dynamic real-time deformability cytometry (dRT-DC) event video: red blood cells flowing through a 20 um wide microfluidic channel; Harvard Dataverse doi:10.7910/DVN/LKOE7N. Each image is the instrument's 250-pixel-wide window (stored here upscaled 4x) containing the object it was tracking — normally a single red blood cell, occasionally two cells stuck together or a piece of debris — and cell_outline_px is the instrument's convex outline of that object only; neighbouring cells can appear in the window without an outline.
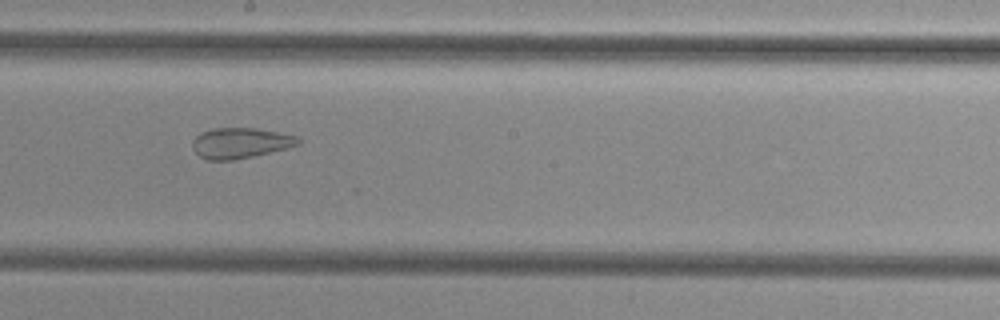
{"species": "common noctule bat (a hibernating species)", "species_latin": "Nyctalus noctula", "temperature_condition": "cold", "stored_images_in_passage": 38, "camera_frame_rate_fps": 3000, "um_per_image_px": 0.085, "animal": {"sex": "female", "body_mass_g": 29.2, "forearm_length_mm": 56.3}, "frame": {"image": 1, "passage_image": 15, "time_ms": 4.667, "image_size_px": [1000, 320], "cell_outline_px": [[300, 144], [288, 148], [252, 156], [232, 160], [208, 160], [200, 156], [192, 148], [192, 140], [200, 132], [212, 128], [256, 128], [300, 136]], "centroid_in_image_um": [20.44, 12.14], "position_along_channel_um": 227.8, "area_um2": 18.9}}
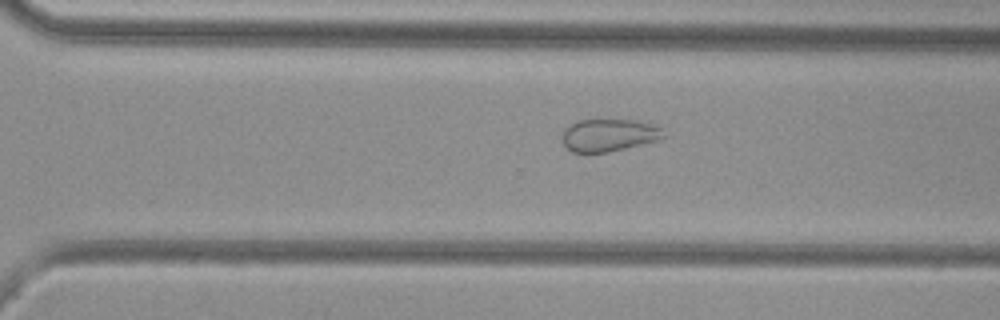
{"frame": {"image": 2, "passage_image": 22, "time_ms": 7.0, "image_size_px": [1000, 320], "cell_outline_px": [[668, 136], [660, 140], [608, 152], [572, 152], [564, 144], [560, 136], [564, 128], [568, 124], [580, 120], [632, 120], [652, 124], [664, 128]], "centroid_in_image_um": [51.78, 11.48], "position_along_channel_um": 318.8, "area_um2": 19.48}}
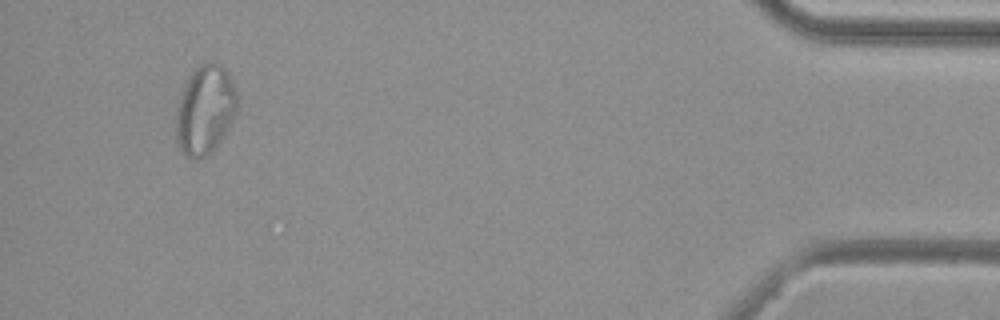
{"frame": {"image": 3, "passage_image": 35, "time_ms": 11.333, "image_size_px": [1000, 320], "cell_outline_px": [[236, 112], [228, 128], [212, 152], [200, 160], [196, 160], [180, 152], [176, 144], [176, 108], [180, 96], [188, 80], [196, 68], [200, 64], [208, 60], [212, 60], [220, 64], [228, 72], [232, 80], [236, 92]], "centroid_in_image_um": [17.41, 9.36], "position_along_channel_um": 417.8, "area_um2": 31.85}}